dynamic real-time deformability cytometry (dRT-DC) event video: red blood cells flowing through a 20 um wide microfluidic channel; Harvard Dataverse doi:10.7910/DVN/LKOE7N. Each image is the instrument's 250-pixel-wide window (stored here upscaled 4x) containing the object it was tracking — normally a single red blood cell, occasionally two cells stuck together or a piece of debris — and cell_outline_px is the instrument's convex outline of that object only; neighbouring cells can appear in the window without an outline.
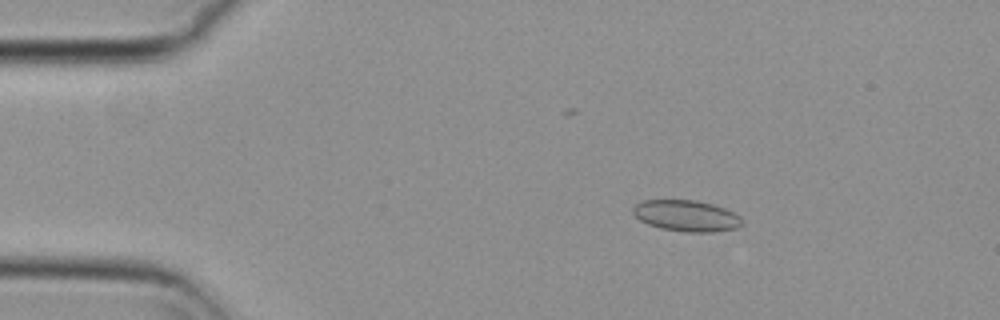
{"species": "common noctule bat (a hibernating species)", "species_latin": "Nyctalus noctula", "temperature_condition": "cold", "stored_images_in_passage": 55, "camera_frame_rate_fps": 3000, "um_per_image_px": 0.085, "animal": {"sex": "female", "body_mass_g": 29.2, "forearm_length_mm": 56.3}, "frame": {"image": 1, "passage_image": 9, "time_ms": 2.667, "image_size_px": [1000, 320], "cell_outline_px": [[744, 224], [736, 228], [712, 232], [684, 232], [660, 228], [648, 224], [640, 220], [632, 212], [632, 208], [640, 200], [696, 200], [712, 204], [724, 208], [740, 216], [744, 220]], "centroid_in_image_um": [58.35, 18.34], "position_along_channel_um": 26.7, "area_um2": 19.94}}
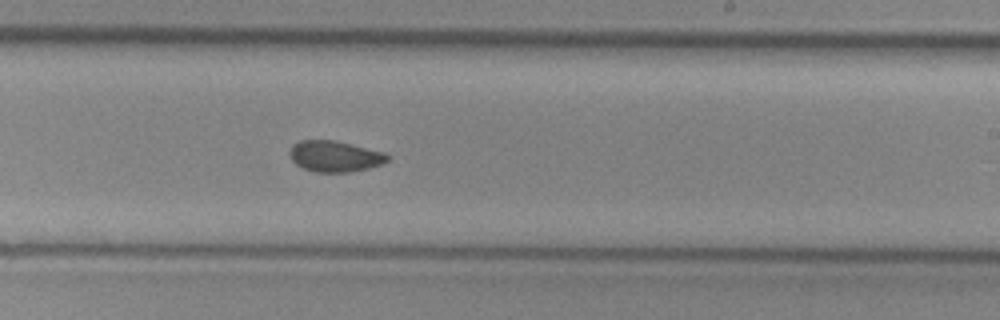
{"frame": {"image": 2, "passage_image": 33, "time_ms": 10.667, "image_size_px": [1000, 320], "cell_outline_px": [[388, 160], [380, 164], [368, 168], [348, 172], [316, 172], [304, 168], [296, 164], [292, 160], [288, 152], [292, 144], [300, 140], [332, 140], [384, 152], [388, 156]], "centroid_in_image_um": [28.4, 13.28], "position_along_channel_um": 260.6, "area_um2": 17.46}}
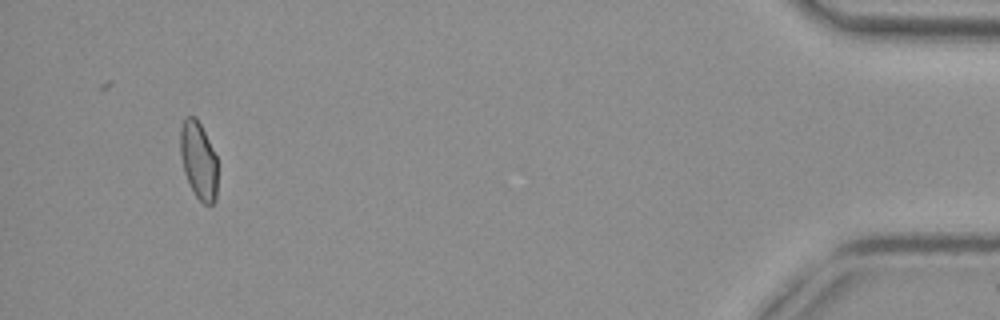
{"frame": {"image": 3, "passage_image": 52, "time_ms": 17.0, "image_size_px": [1000, 320], "cell_outline_px": [[216, 200], [212, 204], [204, 204], [196, 196], [184, 172], [180, 156], [180, 124], [188, 116], [196, 116], [216, 156]], "centroid_in_image_um": [16.85, 13.61], "position_along_channel_um": 418.3, "area_um2": 16.59}, "authors_computed_cell_mechanics": {"area_um2": 18.3804, "velocity_mm_per_s": 3.7239, "shape_relaxation_time_tau1_ms": null, "shape_relaxation_time_tau2_ms": 1.9392, "deformation_change_tau1": null, "deformation_change_tau2": 0.0636}}